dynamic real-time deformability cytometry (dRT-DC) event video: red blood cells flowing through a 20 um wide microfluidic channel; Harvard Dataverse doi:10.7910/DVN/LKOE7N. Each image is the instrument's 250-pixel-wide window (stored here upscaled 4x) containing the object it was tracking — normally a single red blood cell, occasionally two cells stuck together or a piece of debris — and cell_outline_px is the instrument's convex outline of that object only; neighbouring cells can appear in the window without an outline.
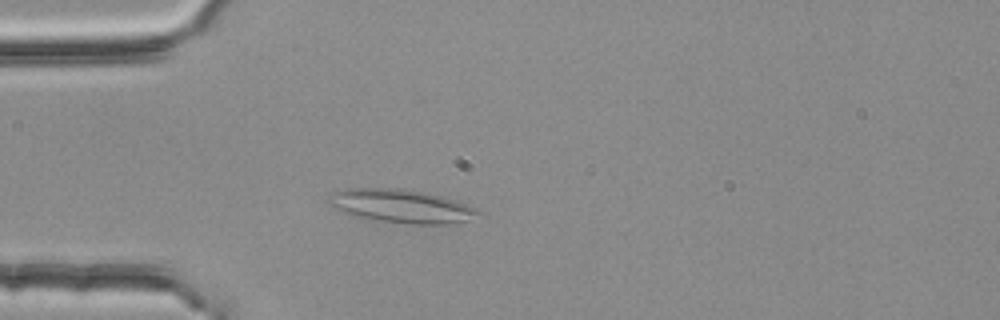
{"species": "common noctule bat (a hibernating species)", "species_latin": "Nyctalus noctula", "temperature_condition": "room temperature", "stored_images_in_passage": 48, "camera_frame_rate_fps": 3000, "um_per_image_px": 0.085, "animal": {"sex": "female", "body_mass_g": 25.1}, "frame": {"image": 1, "passage_image": 12, "time_ms": 3.667, "image_size_px": [1000, 320], "cell_outline_px": [[484, 216], [448, 224], [412, 224], [384, 220], [360, 216], [340, 212], [328, 204], [324, 200], [336, 192], [344, 188], [388, 188], [420, 192], [440, 196], [456, 200], [476, 208]], "centroid_in_image_um": [34.12, 17.52], "position_along_channel_um": 50.9, "area_um2": 28.67}}
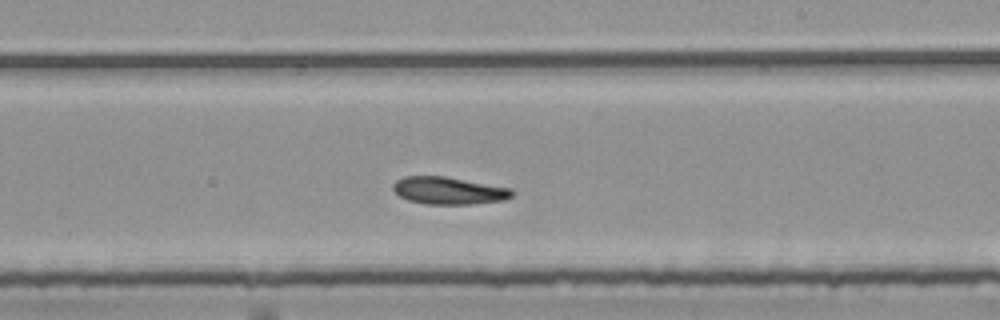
{"frame": {"image": 2, "passage_image": 29, "time_ms": 9.333, "image_size_px": [1000, 320], "cell_outline_px": [[516, 192], [512, 196], [504, 200], [472, 204], [424, 204], [408, 200], [400, 196], [392, 188], [392, 184], [396, 180], [404, 176], [444, 176], [512, 188]], "centroid_in_image_um": [38.15, 16.2], "position_along_channel_um": 250.8, "area_um2": 19.07}}
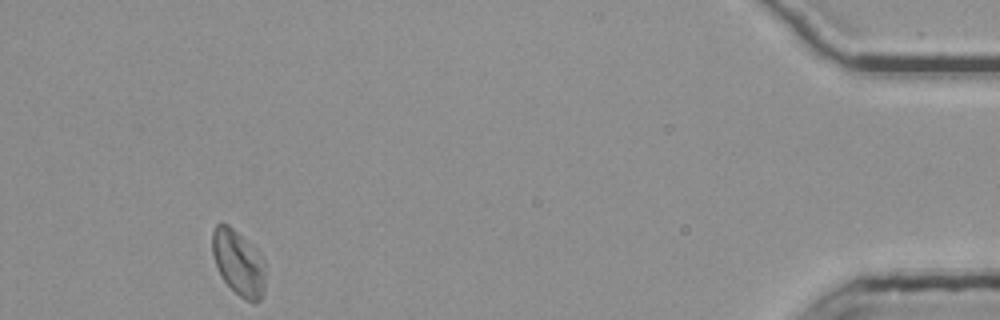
{"frame": {"image": 3, "passage_image": 48, "time_ms": 15.667, "image_size_px": [1000, 320], "cell_outline_px": [[264, 292], [260, 300], [256, 304], [252, 304], [244, 300], [220, 276], [212, 256], [212, 232], [216, 224], [228, 224], [252, 244], [256, 248], [264, 280]], "centroid_in_image_um": [20.21, 22.35], "position_along_channel_um": 415.0, "area_um2": 19.88}}